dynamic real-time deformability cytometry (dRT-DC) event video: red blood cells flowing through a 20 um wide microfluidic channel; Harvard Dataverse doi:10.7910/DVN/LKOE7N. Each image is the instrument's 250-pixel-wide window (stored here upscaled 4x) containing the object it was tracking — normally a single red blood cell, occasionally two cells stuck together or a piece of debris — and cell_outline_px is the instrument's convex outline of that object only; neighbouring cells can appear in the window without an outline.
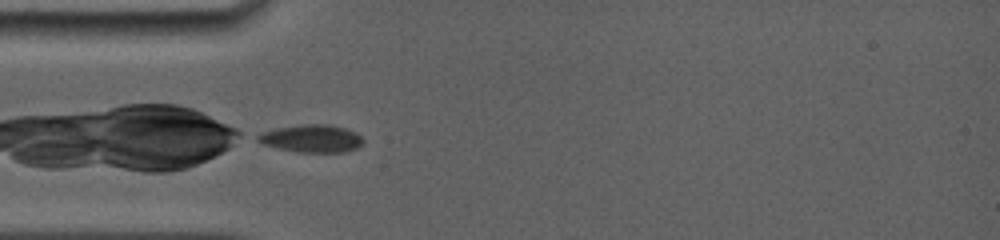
{"species": "common noctule bat (a hibernating species)", "species_latin": "Nyctalus noctula", "temperature_condition": "room temperature", "stored_images_in_passage": 2, "camera_frame_rate_fps": 5000, "um_per_image_px": 0.085, "animal": {"sex": "female", "body_mass_g": 19.0, "forearm_length_mm": 56.7}, "frame": {"image": 1, "passage_image": 1, "time_ms": 0.0, "image_size_px": [1000, 240], "cell_outline_px": [[364, 144], [356, 148], [344, 152], [296, 152], [264, 144], [256, 140], [256, 136], [264, 132], [276, 128], [300, 124], [328, 124], [344, 128], [356, 132], [364, 140]], "centroid_in_image_um": [26.52, 11.77], "position_along_channel_um": 58.5, "area_um2": 16.94}}